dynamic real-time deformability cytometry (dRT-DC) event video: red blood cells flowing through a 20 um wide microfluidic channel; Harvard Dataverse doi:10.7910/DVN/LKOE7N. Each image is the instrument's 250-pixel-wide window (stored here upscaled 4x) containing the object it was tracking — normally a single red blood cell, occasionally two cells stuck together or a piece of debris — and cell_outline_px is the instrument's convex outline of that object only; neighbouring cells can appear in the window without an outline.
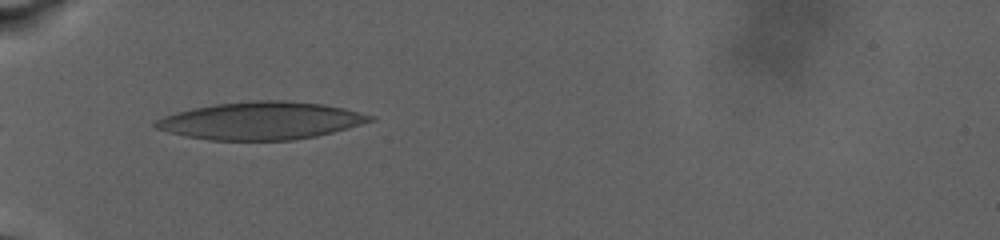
{"species": "human", "species_latin": "Homo sapiens", "temperature_condition": "warm", "stored_images_in_passage": 49, "camera_frame_rate_fps": 3000, "um_per_image_px": 0.085, "donor": {"sex": "male"}, "frame": {"image": 1, "passage_image": 2, "time_ms": 0.667, "image_size_px": [1000, 240], "cell_outline_px": [[376, 120], [332, 132], [316, 136], [292, 140], [208, 140], [184, 136], [168, 132], [156, 128], [152, 124], [156, 120], [164, 116], [176, 112], [192, 108], [216, 104], [256, 100], [284, 100], [324, 104], [344, 108], [376, 116]], "centroid_in_image_um": [22.18, 10.26], "position_along_channel_um": 62.8, "area_um2": 47.05}}
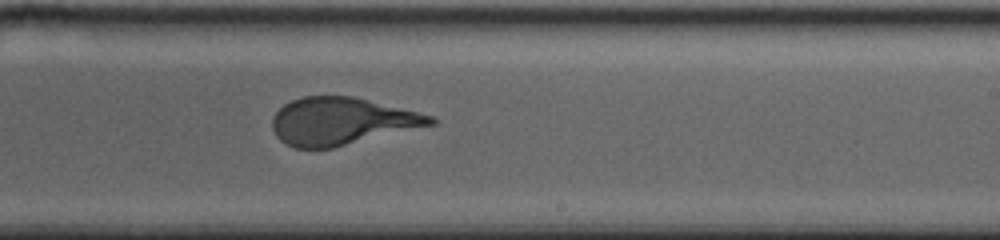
{"frame": {"image": 2, "passage_image": 20, "time_ms": 9.0, "image_size_px": [1000, 240], "cell_outline_px": [[436, 124], [332, 148], [296, 148], [280, 140], [276, 136], [272, 128], [272, 116], [284, 104], [292, 100], [304, 96], [352, 96], [436, 116]], "centroid_in_image_um": [29.04, 10.3], "position_along_channel_um": 260.0, "area_um2": 43.58}}
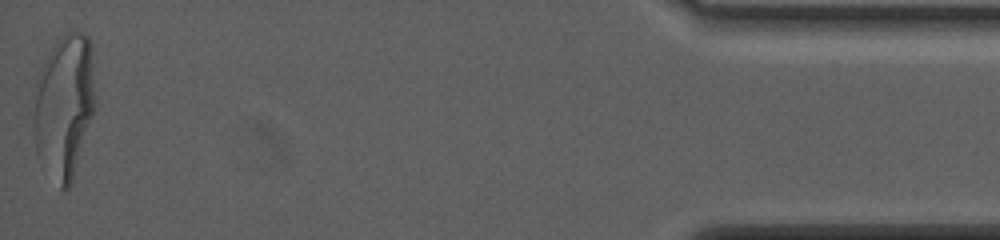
{"frame": {"image": 3, "passage_image": 49, "time_ms": 18.667, "image_size_px": [1000, 240], "cell_outline_px": [[96, 108], [72, 184], [68, 188], [60, 188], [36, 156], [32, 132], [32, 120], [36, 76], [40, 68], [52, 48], [72, 28], [84, 32], [88, 36], [92, 44], [96, 100]], "centroid_in_image_um": [5.47, 9.02], "position_along_channel_um": 429.7, "area_um2": 53.29}}